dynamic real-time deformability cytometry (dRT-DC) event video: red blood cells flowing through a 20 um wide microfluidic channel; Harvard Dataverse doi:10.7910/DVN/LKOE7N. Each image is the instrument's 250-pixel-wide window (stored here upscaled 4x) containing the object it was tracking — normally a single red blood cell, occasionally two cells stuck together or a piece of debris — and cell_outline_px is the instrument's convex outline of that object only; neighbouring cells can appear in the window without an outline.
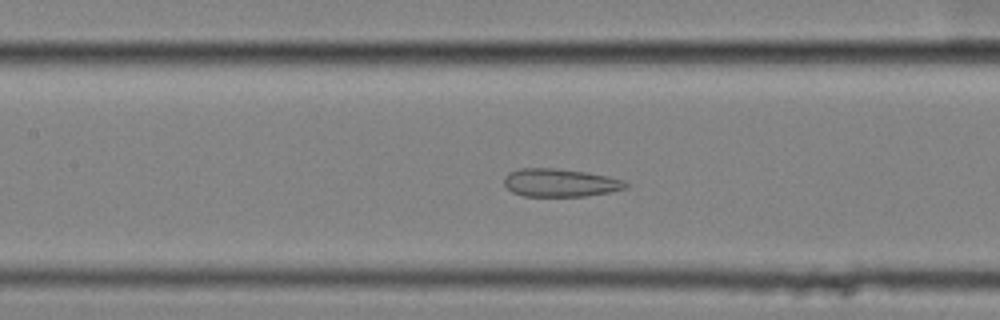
{"species": "common noctule bat (a hibernating species)", "species_latin": "Nyctalus noctula", "temperature_condition": "cold", "stored_images_in_passage": 54, "camera_frame_rate_fps": 3000, "um_per_image_px": 0.085, "animal": {"sex": "female", "body_mass_g": 25.1}, "frame": {"image": 1, "passage_image": 24, "time_ms": 7.667, "image_size_px": [1000, 320], "cell_outline_px": [[628, 188], [588, 196], [524, 196], [512, 192], [504, 184], [504, 176], [508, 172], [520, 168], [556, 168], [588, 172], [608, 176], [624, 180], [628, 184]], "centroid_in_image_um": [47.61, 15.52], "position_along_channel_um": 159.8, "area_um2": 20.06}}
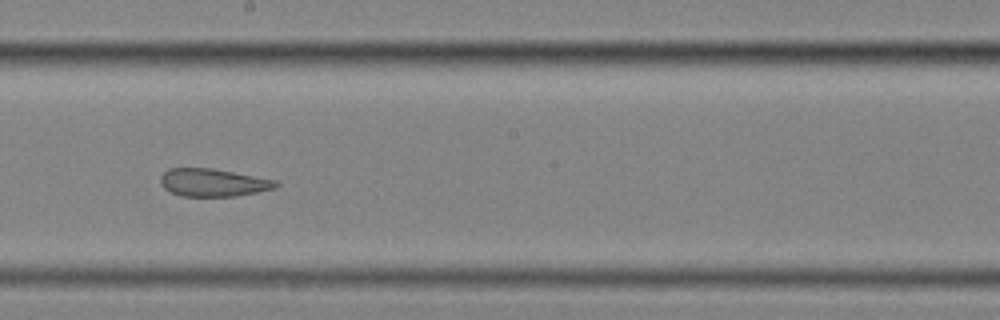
{"frame": {"image": 2, "passage_image": 30, "time_ms": 9.667, "image_size_px": [1000, 320], "cell_outline_px": [[280, 184], [276, 188], [236, 196], [180, 196], [164, 188], [160, 184], [160, 176], [168, 168], [212, 168], [276, 180]], "centroid_in_image_um": [18.1, 15.51], "position_along_channel_um": 230.1, "area_um2": 18.67}}
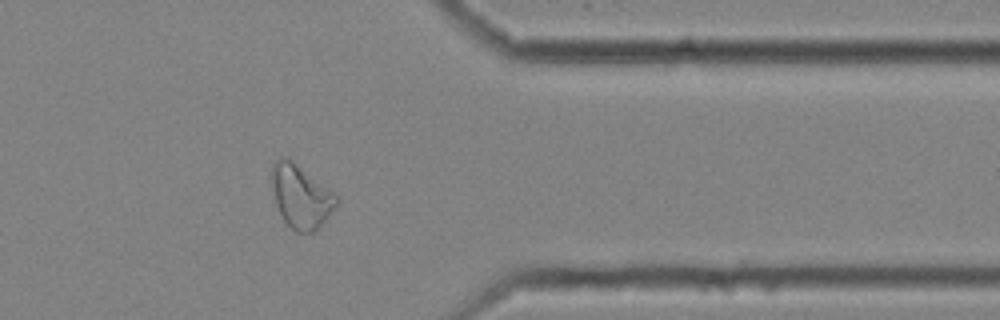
{"frame": {"image": 3, "passage_image": 44, "time_ms": 14.333, "image_size_px": [1000, 320], "cell_outline_px": [[340, 200], [320, 228], [316, 232], [296, 232], [284, 220], [276, 204], [272, 184], [272, 164], [276, 160], [284, 156], [288, 156], [340, 196]], "centroid_in_image_um": [25.62, 16.68], "position_along_channel_um": 385.8, "area_um2": 24.1}, "authors_computed_cell_mechanics": {"area_um2": 24.6228, "velocity_mm_per_s": 3.5203, "shape_relaxation_time_tau1_ms": null, "shape_relaxation_time_tau2_ms": 2.1587, "deformation_change_tau1": null, "deformation_change_tau2": 0.1089}}